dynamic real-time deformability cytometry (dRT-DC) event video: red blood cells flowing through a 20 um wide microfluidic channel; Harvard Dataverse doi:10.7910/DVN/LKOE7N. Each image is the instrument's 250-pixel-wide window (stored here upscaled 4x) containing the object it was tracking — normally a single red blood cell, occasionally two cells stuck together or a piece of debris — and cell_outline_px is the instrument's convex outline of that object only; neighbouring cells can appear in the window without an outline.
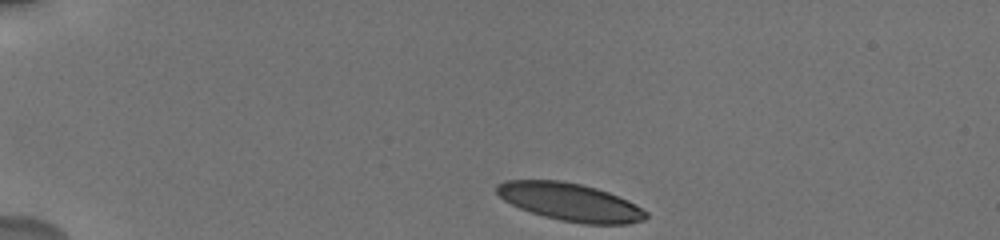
{"species": "human", "species_latin": "Homo sapiens", "temperature_condition": "cold", "stored_images_in_passage": 50, "camera_frame_rate_fps": 3000, "um_per_image_px": 0.085, "donor": {"sex": "male"}, "frame": {"image": 1, "passage_image": 1, "time_ms": 0.0, "image_size_px": [1000, 240], "cell_outline_px": [[648, 216], [644, 220], [628, 224], [584, 224], [560, 220], [544, 216], [520, 208], [504, 200], [496, 192], [496, 184], [504, 180], [560, 180], [580, 184], [596, 188], [608, 192], [628, 200], [648, 212]], "centroid_in_image_um": [48.47, 17.17], "position_along_channel_um": 36.5, "area_um2": 32.83}}
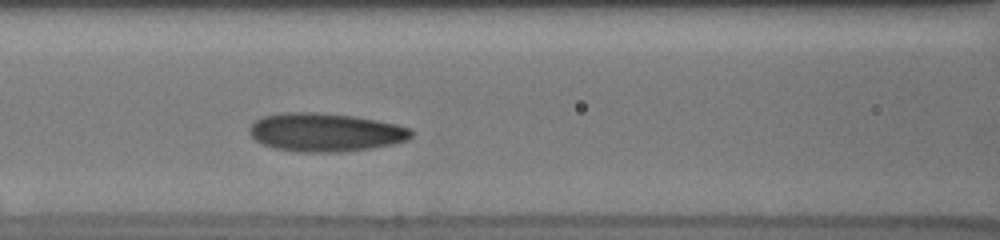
{"frame": {"image": 2, "passage_image": 20, "time_ms": 4.667, "image_size_px": [1000, 240], "cell_outline_px": [[412, 136], [408, 140], [392, 144], [368, 148], [340, 152], [300, 152], [276, 148], [264, 144], [256, 140], [248, 132], [248, 128], [256, 120], [264, 116], [284, 112], [316, 112], [352, 116], [376, 120], [396, 124], [412, 128]], "centroid_in_image_um": [27.66, 11.24], "position_along_channel_um": 138.9, "area_um2": 36.07}}
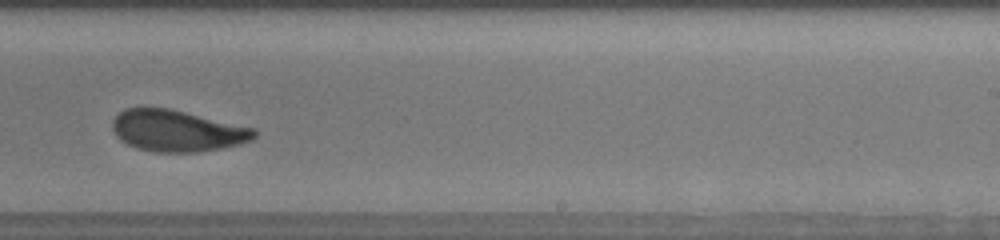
{"frame": {"image": 3, "passage_image": 31, "time_ms": 8.333, "image_size_px": [1000, 240], "cell_outline_px": [[256, 136], [252, 140], [240, 144], [200, 152], [156, 152], [136, 148], [120, 140], [116, 136], [112, 128], [112, 120], [124, 108], [144, 104], [172, 108], [256, 128]], "centroid_in_image_um": [15.02, 11.07], "position_along_channel_um": 274.0, "area_um2": 35.26}, "authors_computed_cell_mechanics": {"area_um2": 35.0268, "velocity_mm_per_s": 3.6964, "shape_relaxation_time_tau1_ms": 3.3983, "shape_relaxation_time_tau2_ms": 1.4304, "deformation_change_tau1": 0.149, "deformation_change_tau2": 0.0809}}